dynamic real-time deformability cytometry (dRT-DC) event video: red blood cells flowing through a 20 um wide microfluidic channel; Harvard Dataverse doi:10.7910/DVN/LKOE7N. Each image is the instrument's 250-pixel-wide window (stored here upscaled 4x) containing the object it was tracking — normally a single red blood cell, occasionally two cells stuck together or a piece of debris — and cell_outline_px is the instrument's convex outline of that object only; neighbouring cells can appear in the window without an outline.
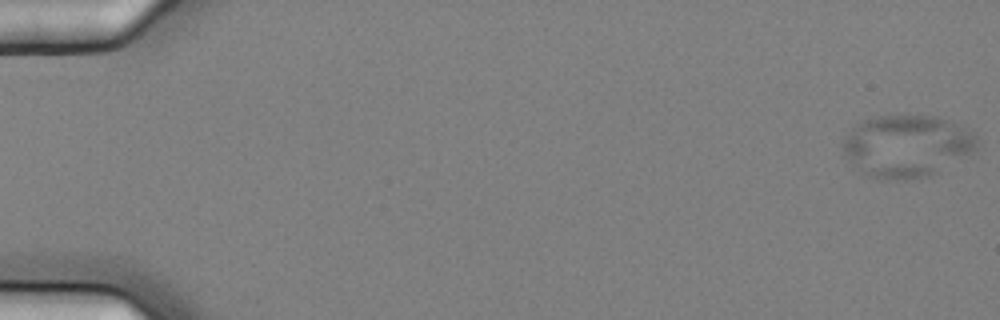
{"species": "common noctule bat (a hibernating species)", "species_latin": "Nyctalus noctula", "temperature_condition": "cold", "stored_images_in_passage": 5, "camera_frame_rate_fps": 3000, "um_per_image_px": 0.085, "animal": {"sex": "female", "body_mass_g": 25.1}, "frame": {"image": 1, "passage_image": 1, "time_ms": 0.0, "image_size_px": [1000, 320], "cell_outline_px": [[980, 144], [972, 152], [936, 172], [928, 176], [904, 180], [876, 180], [868, 176], [856, 168], [840, 156], [840, 144], [844, 136], [860, 120], [880, 116], [936, 116], [960, 124], [972, 132], [976, 136]], "centroid_in_image_um": [76.98, 12.42], "position_along_channel_um": 8.0, "area_um2": 49.3}}